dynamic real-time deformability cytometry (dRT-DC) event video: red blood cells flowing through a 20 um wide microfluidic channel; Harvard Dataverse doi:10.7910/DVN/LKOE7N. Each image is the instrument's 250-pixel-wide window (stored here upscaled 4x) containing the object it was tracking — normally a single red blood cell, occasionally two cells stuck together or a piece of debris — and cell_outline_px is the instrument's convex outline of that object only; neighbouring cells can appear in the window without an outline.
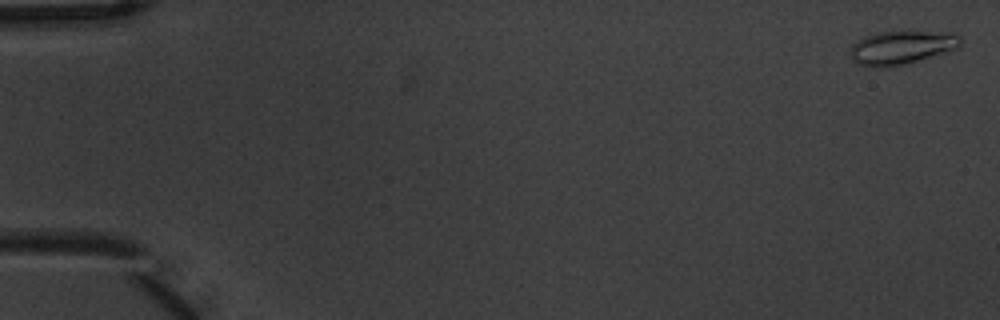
{"species": "common noctule bat (a hibernating species)", "species_latin": "Nyctalus noctula", "temperature_condition": "warm", "stored_images_in_passage": 8, "camera_frame_rate_fps": 3000, "um_per_image_px": 0.085, "animal": {"sex": "male", "body_mass_g": 20.1, "forearm_length_mm": 53.5}, "frame": {"image": 1, "passage_image": 1, "time_ms": 0.0, "image_size_px": [1000, 320], "cell_outline_px": [[960, 44], [956, 48], [904, 64], [888, 68], [872, 68], [856, 64], [848, 56], [848, 52], [852, 44], [856, 40], [864, 36], [876, 32], [900, 28], [952, 32], [960, 36]], "centroid_in_image_um": [76.54, 3.98], "position_along_channel_um": 8.5, "area_um2": 22.77}}
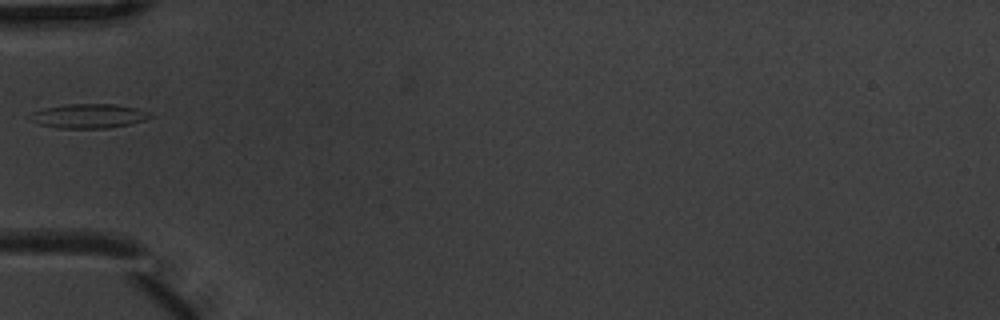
{"frame": {"image": 2, "passage_image": 6, "time_ms": 1.667, "image_size_px": [1000, 320], "cell_outline_px": [[152, 116], [144, 120], [128, 124], [108, 128], [56, 128], [40, 124], [28, 116], [32, 112], [44, 108], [68, 104], [116, 104], [136, 108], [148, 112]], "centroid_in_image_um": [7.53, 9.85], "position_along_channel_um": 77.5, "area_um2": 16.76}}
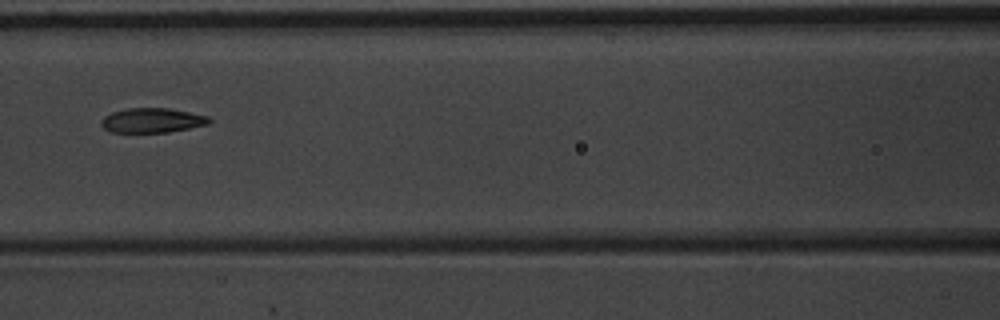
{"frame": {"image": 3, "passage_image": 8, "time_ms": 2.333, "image_size_px": [1000, 320], "cell_outline_px": [[212, 120], [208, 124], [168, 132], [108, 132], [100, 124], [100, 120], [104, 116], [112, 112], [124, 108], [168, 108], [208, 116]], "centroid_in_image_um": [12.88, 10.23], "position_along_channel_um": 153.7, "area_um2": 15.49}}